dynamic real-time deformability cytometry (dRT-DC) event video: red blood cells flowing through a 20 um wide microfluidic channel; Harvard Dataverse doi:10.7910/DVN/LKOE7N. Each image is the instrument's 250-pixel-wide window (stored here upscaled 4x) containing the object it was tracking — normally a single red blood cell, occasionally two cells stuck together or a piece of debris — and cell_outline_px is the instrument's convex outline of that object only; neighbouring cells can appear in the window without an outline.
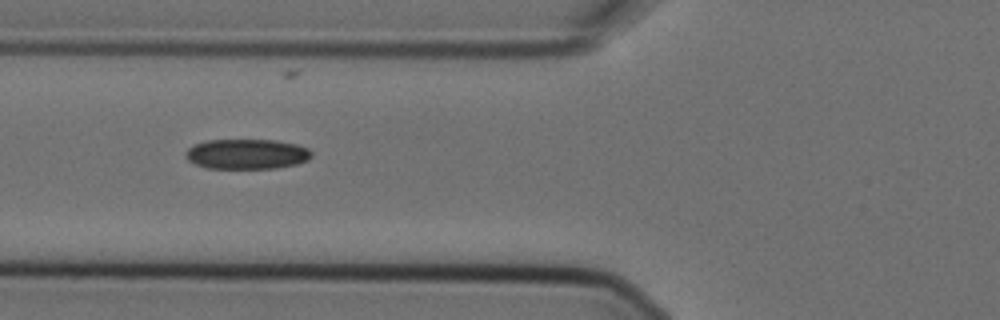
{"species": "Egyptian fruit bat (a non-hibernating species)", "species_latin": "Rousettus aegyptiacus", "temperature_condition": "cold", "stored_images_in_passage": 4, "camera_frame_rate_fps": 3000, "um_per_image_px": 0.085, "animal": {"sex": "female"}, "frame": {"image": 1, "passage_image": 2, "time_ms": 0.333, "image_size_px": [1000, 320], "cell_outline_px": [[312, 156], [308, 160], [296, 164], [276, 168], [208, 168], [196, 164], [188, 160], [184, 156], [184, 152], [188, 148], [196, 144], [208, 140], [276, 140], [296, 144], [308, 148], [312, 152]], "centroid_in_image_um": [20.98, 13.09], "position_along_channel_um": 104.8, "area_um2": 22.08}}
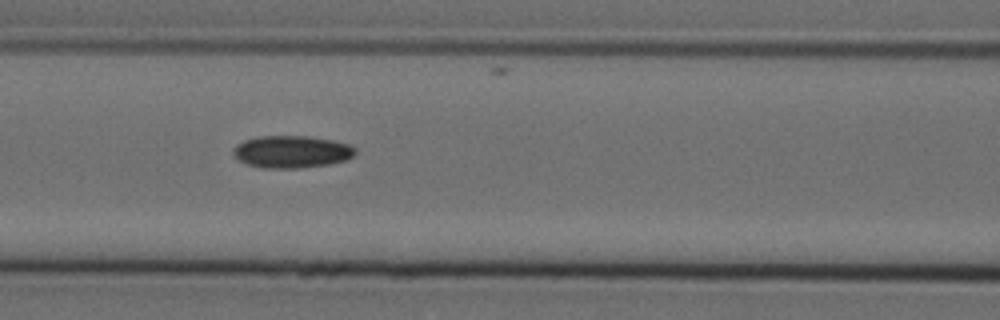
{"frame": {"image": 2, "passage_image": 3, "time_ms": 0.667, "image_size_px": [1000, 320], "cell_outline_px": [[356, 152], [348, 160], [328, 164], [300, 168], [264, 168], [248, 164], [236, 160], [232, 156], [232, 148], [236, 144], [244, 140], [256, 136], [308, 136], [332, 140], [348, 144], [356, 148]], "centroid_in_image_um": [24.74, 12.9], "position_along_channel_um": 141.9, "area_um2": 23.24}}
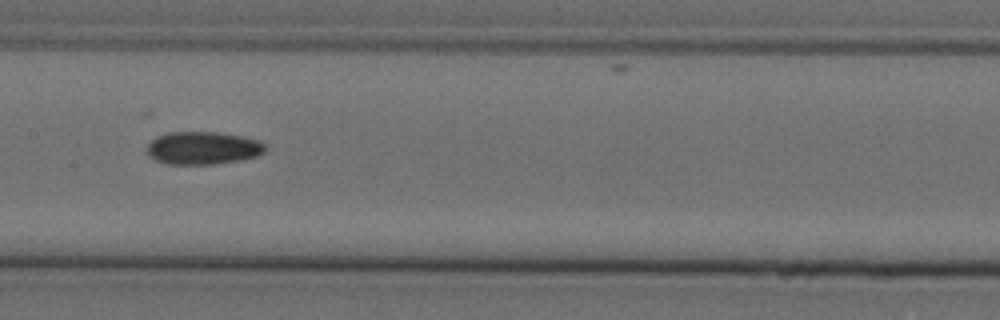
{"frame": {"image": 3, "passage_image": 4, "time_ms": 1.0, "image_size_px": [1000, 320], "cell_outline_px": [[264, 152], [256, 156], [236, 160], [212, 164], [168, 164], [156, 160], [148, 156], [144, 152], [148, 144], [156, 136], [168, 132], [216, 132], [244, 136], [260, 140], [264, 144]], "centroid_in_image_um": [17.19, 12.57], "position_along_channel_um": 190.2, "area_um2": 22.66}}